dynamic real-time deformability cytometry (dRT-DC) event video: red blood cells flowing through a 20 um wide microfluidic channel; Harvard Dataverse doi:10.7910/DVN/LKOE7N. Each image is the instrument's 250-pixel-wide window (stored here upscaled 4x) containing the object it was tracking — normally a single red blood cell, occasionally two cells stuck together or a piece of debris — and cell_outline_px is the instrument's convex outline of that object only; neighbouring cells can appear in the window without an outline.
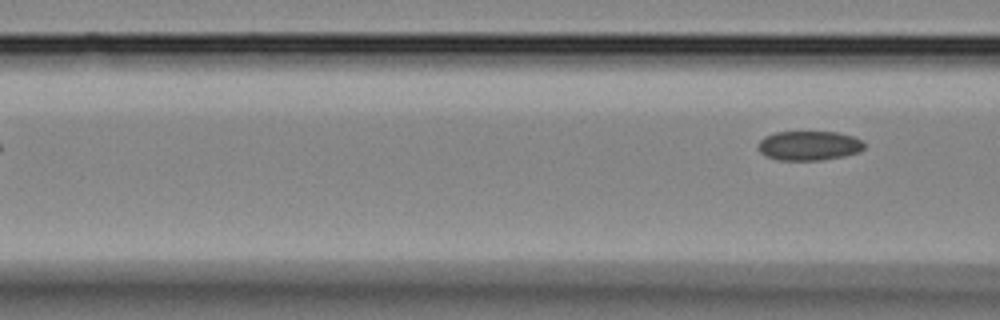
{"species": "Egyptian fruit bat (a non-hibernating species)", "species_latin": "Rousettus aegyptiacus", "temperature_condition": "room temperature", "stored_images_in_passage": 5, "camera_frame_rate_fps": 3000, "um_per_image_px": 0.085, "animal": {"sex": "female"}, "frame": {"image": 1, "passage_image": 5, "time_ms": 1.333, "image_size_px": [1000, 320], "cell_outline_px": [[864, 148], [860, 152], [844, 156], [820, 160], [776, 160], [764, 156], [756, 148], [760, 140], [764, 136], [776, 132], [836, 132], [852, 136], [860, 140], [864, 144]], "centroid_in_image_um": [68.72, 12.39], "position_along_channel_um": 97.9, "area_um2": 18.32}}